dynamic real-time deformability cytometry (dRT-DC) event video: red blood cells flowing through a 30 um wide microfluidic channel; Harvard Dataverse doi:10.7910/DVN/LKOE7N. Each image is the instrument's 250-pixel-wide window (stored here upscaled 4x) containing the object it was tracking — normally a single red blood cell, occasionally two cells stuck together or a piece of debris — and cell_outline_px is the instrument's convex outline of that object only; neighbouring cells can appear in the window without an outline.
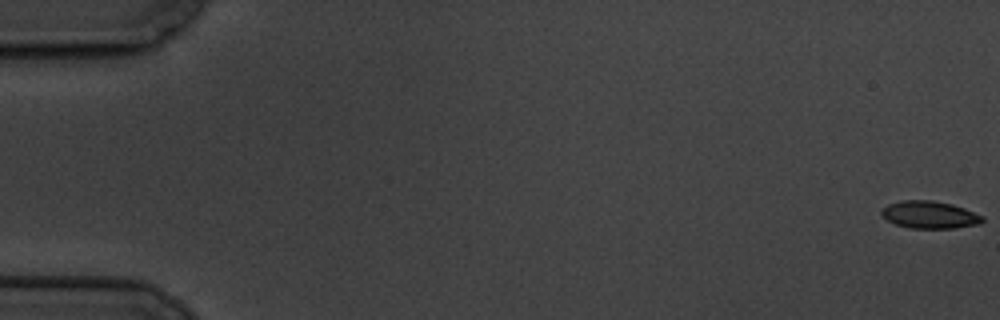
{"species": "common noctule bat (a hibernating species)", "species_latin": "Nyctalus noctula", "temperature_condition": "cold", "stored_images_in_passage": 5, "camera_frame_rate_fps": 3000, "um_per_image_px": 0.085, "animal": {"sex": "male", "body_mass_g": 19.5, "forearm_length_mm": 54.6}, "frame": {"image": 1, "passage_image": 1, "time_ms": 0.0, "image_size_px": [1000, 320], "cell_outline_px": [[984, 220], [980, 224], [956, 228], [908, 228], [896, 224], [888, 220], [880, 212], [888, 204], [900, 200], [932, 200], [952, 204], [964, 208], [984, 216]], "centroid_in_image_um": [79.05, 18.25], "position_along_channel_um": 6.0, "area_um2": 16.13}}
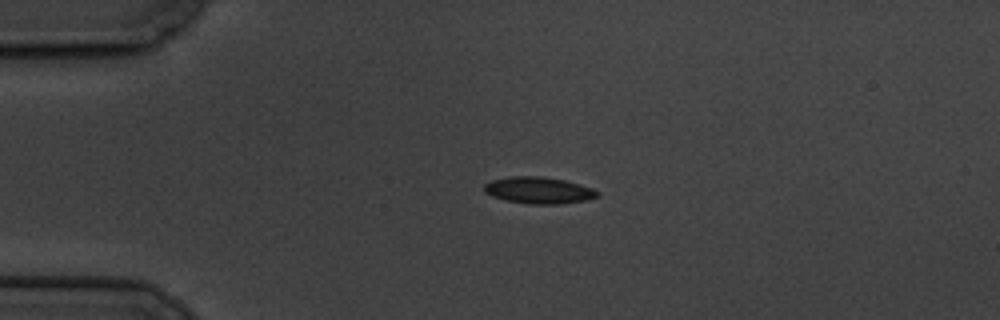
{"frame": {"image": 2, "passage_image": 4, "time_ms": 4.667, "image_size_px": [1000, 320], "cell_outline_px": [[600, 196], [584, 200], [560, 204], [528, 204], [504, 200], [492, 196], [484, 192], [484, 184], [492, 180], [508, 176], [540, 176], [564, 180], [580, 184], [592, 188], [600, 192]], "centroid_in_image_um": [45.77, 16.17], "position_along_channel_um": 39.2, "area_um2": 17.69}}